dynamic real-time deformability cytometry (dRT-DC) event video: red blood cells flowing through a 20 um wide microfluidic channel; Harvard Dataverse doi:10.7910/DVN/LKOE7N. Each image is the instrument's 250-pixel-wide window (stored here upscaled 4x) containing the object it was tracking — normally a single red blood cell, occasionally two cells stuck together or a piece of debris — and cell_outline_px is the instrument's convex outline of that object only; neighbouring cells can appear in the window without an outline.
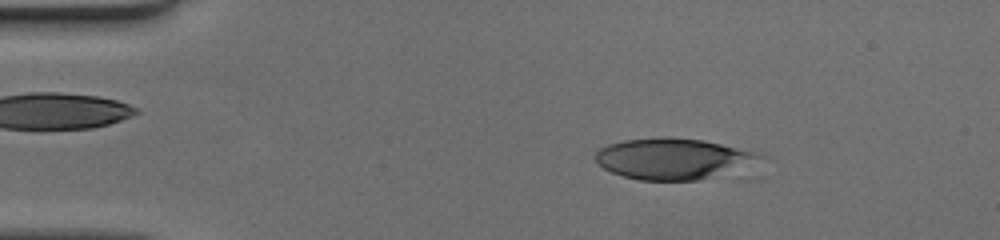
{"species": "human", "species_latin": "Homo sapiens", "temperature_condition": "cold", "stored_images_in_passage": 43, "camera_frame_rate_fps": 3000, "um_per_image_px": 0.085, "donor": {"sex": "female"}, "frame": {"image": 1, "passage_image": 7, "time_ms": 2.0, "image_size_px": [1000, 240], "cell_outline_px": [[768, 156], [760, 160], [700, 180], [640, 180], [624, 176], [612, 172], [604, 168], [596, 160], [596, 152], [600, 148], [608, 144], [624, 140], [664, 136], [668, 136], [704, 140], [760, 152]], "centroid_in_image_um": [57.2, 13.46], "position_along_channel_um": 27.8, "area_um2": 38.96}}
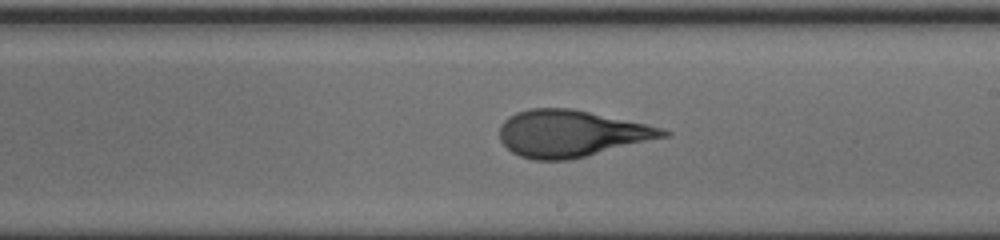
{"frame": {"image": 2, "passage_image": 28, "time_ms": 9.0, "image_size_px": [1000, 240], "cell_outline_px": [[672, 136], [568, 160], [532, 160], [520, 156], [512, 152], [500, 140], [500, 124], [508, 116], [516, 112], [528, 108], [572, 108], [664, 128], [672, 132]], "centroid_in_image_um": [48.57, 11.35], "position_along_channel_um": 240.4, "area_um2": 44.74}}
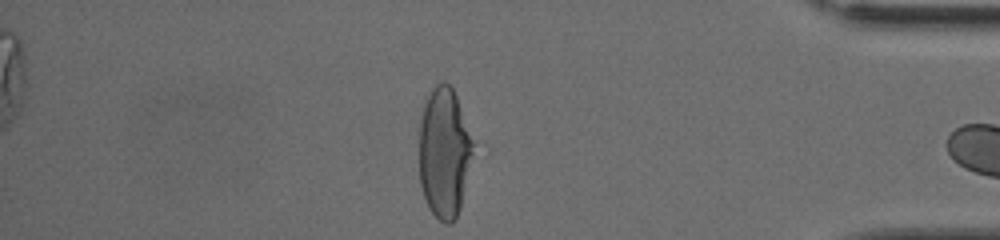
{"frame": {"image": 3, "passage_image": 42, "time_ms": 13.667, "image_size_px": [1000, 240], "cell_outline_px": [[484, 144], [460, 208], [452, 224], [444, 224], [428, 208], [420, 184], [420, 120], [424, 104], [432, 88], [440, 80], [444, 80], [452, 84]], "centroid_in_image_um": [37.98, 12.88], "position_along_channel_um": 397.2, "area_um2": 45.2}}